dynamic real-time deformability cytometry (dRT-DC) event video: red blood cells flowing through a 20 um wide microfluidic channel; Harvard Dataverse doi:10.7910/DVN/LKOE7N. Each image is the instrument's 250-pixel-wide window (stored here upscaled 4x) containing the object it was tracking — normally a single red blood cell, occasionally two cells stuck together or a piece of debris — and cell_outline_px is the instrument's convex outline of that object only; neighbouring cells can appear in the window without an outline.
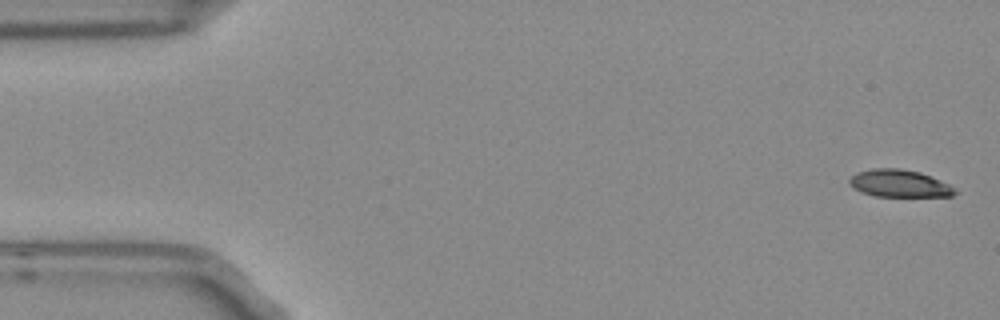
{"species": "Egyptian fruit bat (a non-hibernating species)", "species_latin": "Rousettus aegyptiacus", "temperature_condition": "room temperature", "stored_images_in_passage": 5, "camera_frame_rate_fps": 3000, "um_per_image_px": 0.085, "frame": {"image": 1, "passage_image": 1, "time_ms": 0.0, "image_size_px": [1000, 320], "cell_outline_px": [[960, 192], [952, 196], [876, 196], [864, 192], [848, 184], [848, 180], [856, 172], [872, 168], [900, 168], [920, 172], [940, 180], [948, 184]], "centroid_in_image_um": [76.46, 15.58], "position_along_channel_um": 8.5, "area_um2": 16.76}}
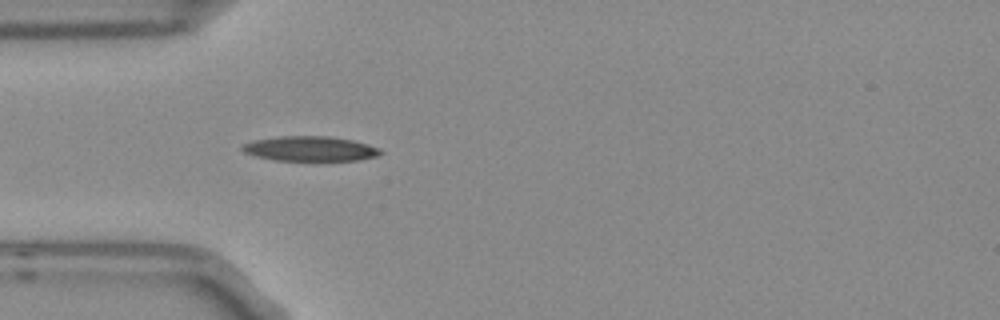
{"frame": {"image": 2, "passage_image": 5, "time_ms": 1.333, "image_size_px": [1000, 320], "cell_outline_px": [[384, 152], [376, 156], [360, 160], [276, 160], [256, 156], [244, 152], [240, 148], [240, 144], [252, 140], [280, 136], [328, 136], [352, 140], [368, 144], [380, 148]], "centroid_in_image_um": [26.34, 12.63], "position_along_channel_um": 58.7, "area_um2": 20.06}}